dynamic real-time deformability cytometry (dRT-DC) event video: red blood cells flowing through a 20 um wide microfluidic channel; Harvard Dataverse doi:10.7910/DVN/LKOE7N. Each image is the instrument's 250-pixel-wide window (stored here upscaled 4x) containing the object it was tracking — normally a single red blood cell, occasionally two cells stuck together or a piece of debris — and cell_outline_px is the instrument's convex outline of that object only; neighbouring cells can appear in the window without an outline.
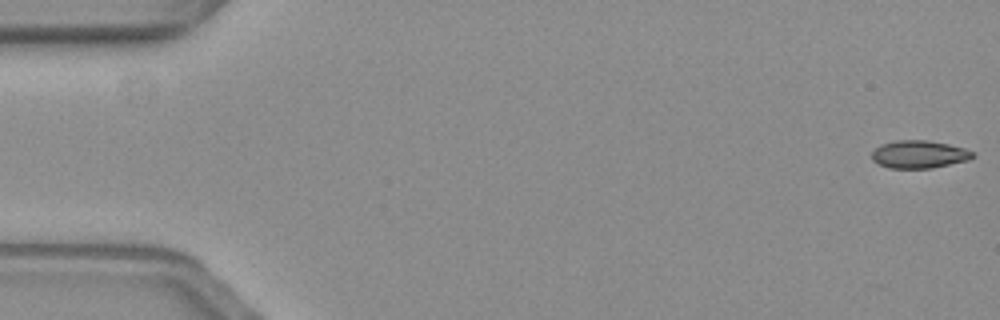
{"species": "common noctule bat (a hibernating species)", "species_latin": "Nyctalus noctula", "temperature_condition": "warm", "stored_images_in_passage": 58, "camera_frame_rate_fps": 3000, "um_per_image_px": 0.085, "animal": {"sex": "female", "body_mass_g": 19.3, "forearm_length_mm": 54.1}, "frame": {"image": 1, "passage_image": 1, "time_ms": 0.0, "image_size_px": [1000, 320], "cell_outline_px": [[976, 156], [968, 160], [932, 168], [888, 168], [872, 160], [872, 152], [880, 144], [896, 140], [928, 140], [948, 144], [964, 148], [972, 152]], "centroid_in_image_um": [78.11, 13.11], "position_along_channel_um": 6.9, "area_um2": 16.3}}
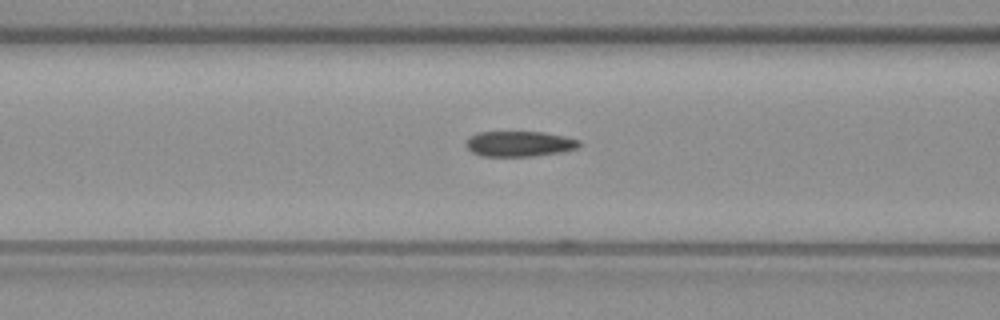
{"frame": {"image": 2, "passage_image": 23, "time_ms": 7.333, "image_size_px": [1000, 320], "cell_outline_px": [[584, 144], [580, 148], [560, 152], [532, 156], [480, 156], [472, 152], [468, 148], [468, 136], [480, 132], [544, 132], [564, 136], [580, 140]], "centroid_in_image_um": [44.21, 12.22], "position_along_channel_um": 122.4, "area_um2": 16.82}}
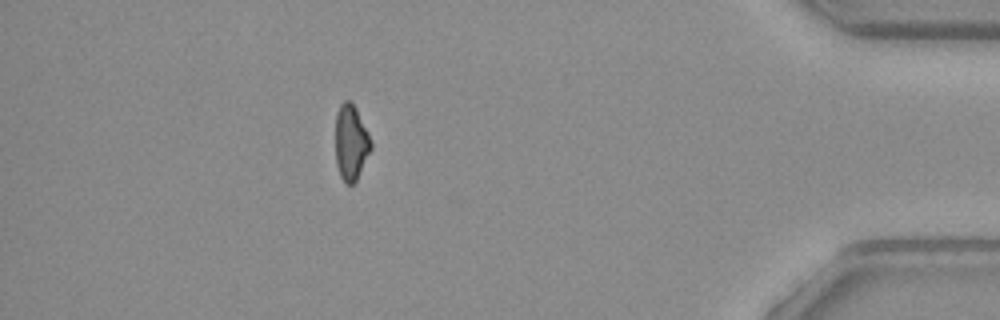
{"frame": {"image": 3, "passage_image": 51, "time_ms": 16.667, "image_size_px": [1000, 320], "cell_outline_px": [[372, 148], [356, 180], [352, 184], [344, 184], [340, 176], [336, 164], [336, 112], [340, 104], [344, 100], [352, 100], [368, 132], [372, 144]], "centroid_in_image_um": [29.82, 12.09], "position_along_channel_um": 405.4, "area_um2": 15.72}, "authors_computed_cell_mechanics": {"area_um2": 16.9932, "velocity_mm_per_s": 3.5937, "shape_relaxation_time_tau1_ms": null, "shape_relaxation_time_tau2_ms": 3.46, "deformation_change_tau1": null, "deformation_change_tau2": 0.0915}}